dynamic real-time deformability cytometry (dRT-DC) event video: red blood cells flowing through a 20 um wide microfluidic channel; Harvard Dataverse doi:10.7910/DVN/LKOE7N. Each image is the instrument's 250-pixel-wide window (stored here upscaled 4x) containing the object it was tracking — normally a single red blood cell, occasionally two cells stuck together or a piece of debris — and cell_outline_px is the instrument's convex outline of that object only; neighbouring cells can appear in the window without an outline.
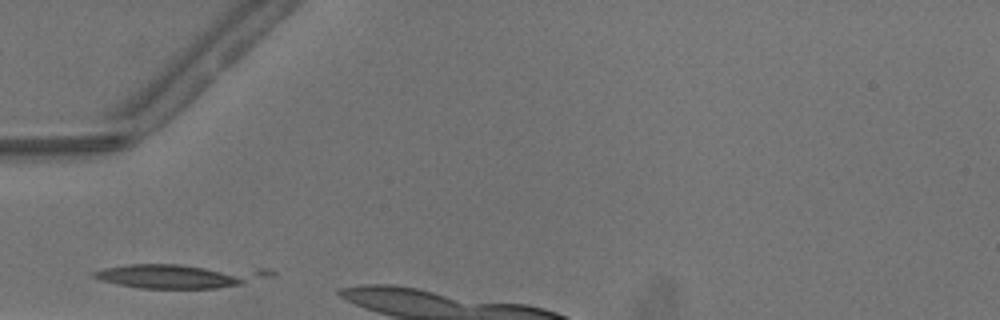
{"species": "common noctule bat (a hibernating species)", "species_latin": "Nyctalus noctula", "temperature_condition": "warm", "stored_images_in_passage": 3, "camera_frame_rate_fps": 3000, "um_per_image_px": 0.085, "animal": {"sex": "male", "body_mass_g": 13.3}, "frame": {"image": 1, "passage_image": 1, "time_ms": 0.0, "image_size_px": [1000, 320], "cell_outline_px": [[276, 276], [244, 284], [216, 288], [140, 288], [116, 284], [100, 280], [92, 276], [92, 272], [104, 268], [128, 264], [180, 264], [268, 268], [276, 272]], "centroid_in_image_um": [15.4, 23.44], "position_along_channel_um": 69.6, "area_um2": 25.55}}